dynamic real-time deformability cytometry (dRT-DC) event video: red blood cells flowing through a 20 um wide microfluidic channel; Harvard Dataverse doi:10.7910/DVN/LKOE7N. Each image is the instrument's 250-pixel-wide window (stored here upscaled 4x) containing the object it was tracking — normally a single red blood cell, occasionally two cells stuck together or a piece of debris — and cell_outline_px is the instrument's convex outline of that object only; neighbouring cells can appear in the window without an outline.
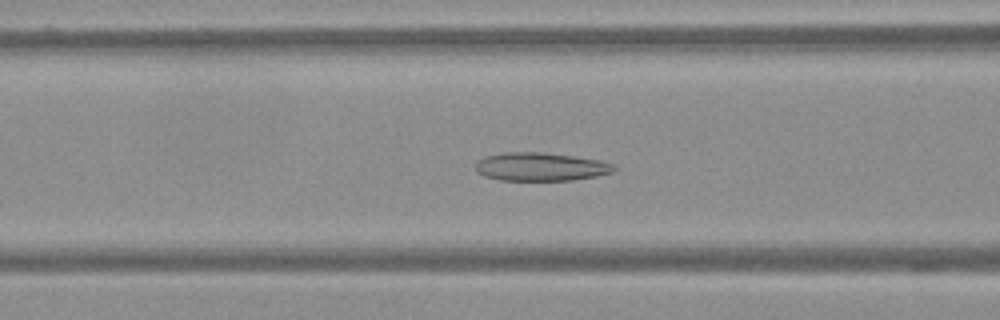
{"species": "Egyptian fruit bat (a non-hibernating species)", "species_latin": "Rousettus aegyptiacus", "temperature_condition": "warm", "stored_images_in_passage": 54, "camera_frame_rate_fps": 3000, "um_per_image_px": 0.085, "frame": {"image": 1, "passage_image": 17, "time_ms": 5.333, "image_size_px": [1000, 320], "cell_outline_px": [[616, 168], [612, 172], [596, 176], [572, 180], [500, 180], [484, 176], [476, 172], [476, 164], [484, 156], [504, 152], [544, 152], [600, 160], [616, 164]], "centroid_in_image_um": [45.96, 14.17], "position_along_channel_um": 120.6, "area_um2": 22.89}}
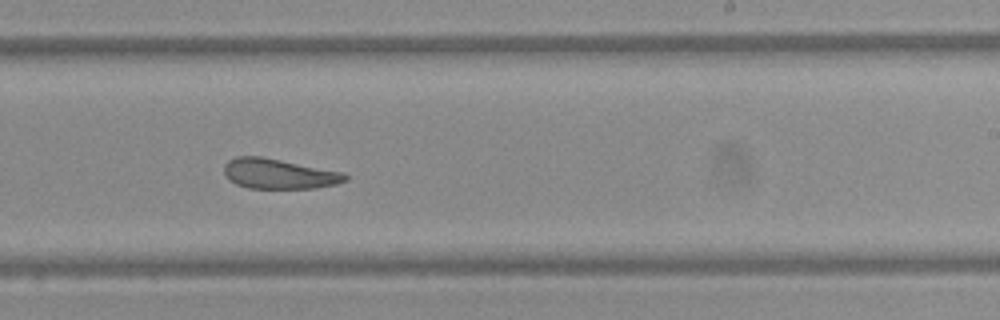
{"frame": {"image": 2, "passage_image": 30, "time_ms": 9.667, "image_size_px": [1000, 320], "cell_outline_px": [[348, 180], [336, 184], [316, 188], [248, 188], [236, 184], [228, 180], [224, 176], [224, 164], [228, 160], [236, 156], [260, 156], [344, 172], [348, 176]], "centroid_in_image_um": [23.68, 14.77], "position_along_channel_um": 265.3, "area_um2": 21.39}}
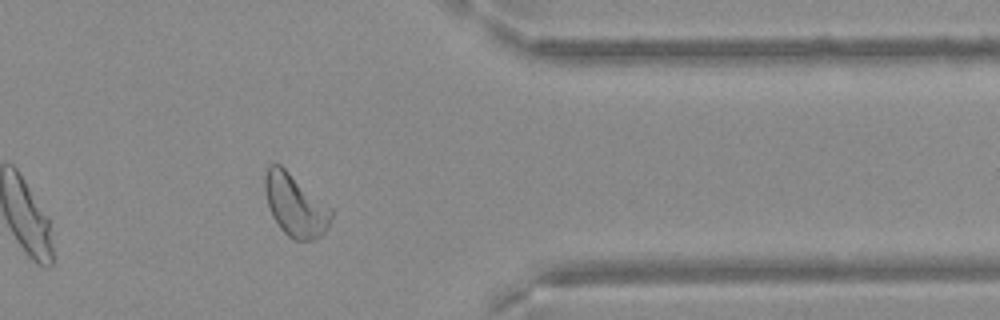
{"frame": {"image": 3, "passage_image": 42, "time_ms": 13.667, "image_size_px": [1000, 320], "cell_outline_px": [[332, 216], [324, 232], [316, 240], [296, 240], [288, 236], [280, 228], [272, 216], [268, 204], [264, 188], [264, 176], [268, 164], [280, 164], [332, 208]], "centroid_in_image_um": [25.08, 17.43], "position_along_channel_um": 386.3, "area_um2": 23.99}}